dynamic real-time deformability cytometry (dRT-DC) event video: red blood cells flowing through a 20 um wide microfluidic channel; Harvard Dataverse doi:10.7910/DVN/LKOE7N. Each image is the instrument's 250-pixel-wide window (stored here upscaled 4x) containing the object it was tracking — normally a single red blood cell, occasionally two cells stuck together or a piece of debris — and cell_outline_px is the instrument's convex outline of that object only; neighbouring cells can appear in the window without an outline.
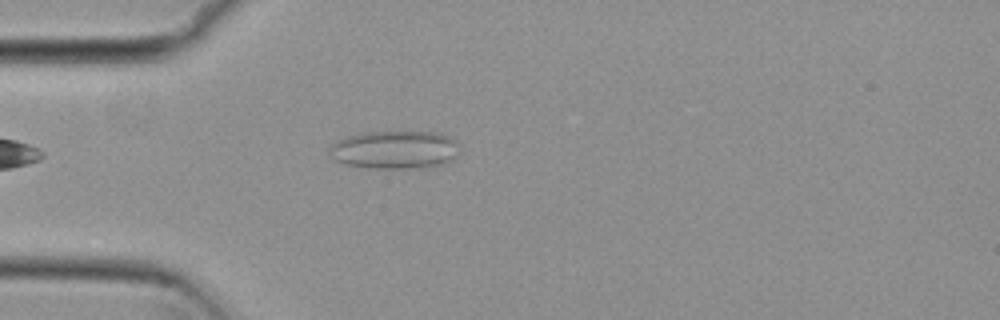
{"species": "common noctule bat (a hibernating species)", "species_latin": "Nyctalus noctula", "temperature_condition": "cold", "stored_images_in_passage": 37, "camera_frame_rate_fps": 3000, "um_per_image_px": 0.085, "animal": {"sex": "female", "body_mass_g": 29.2, "forearm_length_mm": 56.3}, "frame": {"image": 1, "passage_image": 1, "time_ms": 0.0, "image_size_px": [1000, 320], "cell_outline_px": [[460, 144], [456, 156], [452, 160], [440, 164], [412, 168], [372, 168], [344, 164], [336, 160], [328, 148], [332, 144], [348, 136], [364, 132], [436, 132], [448, 136], [456, 140]], "centroid_in_image_um": [33.58, 12.72], "position_along_channel_um": 51.4, "area_um2": 28.67}}
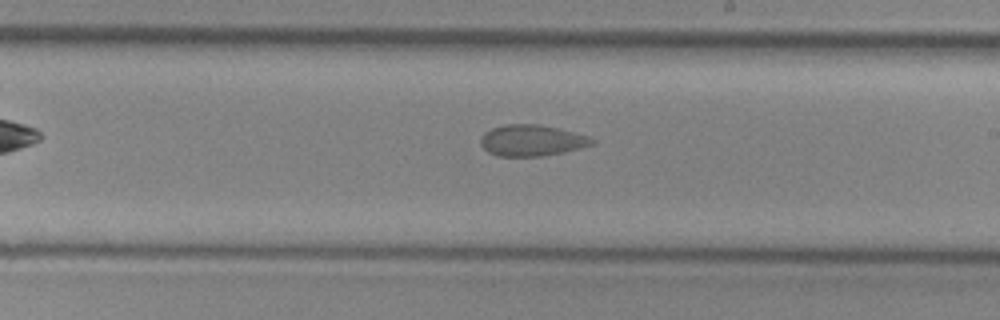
{"frame": {"image": 2, "passage_image": 17, "time_ms": 5.333, "image_size_px": [1000, 320], "cell_outline_px": [[596, 144], [564, 152], [540, 156], [496, 156], [488, 152], [480, 144], [480, 136], [484, 132], [492, 128], [504, 124], [540, 124], [560, 128], [592, 136], [596, 140]], "centroid_in_image_um": [45.24, 11.92], "position_along_channel_um": 243.8, "area_um2": 20.69}}
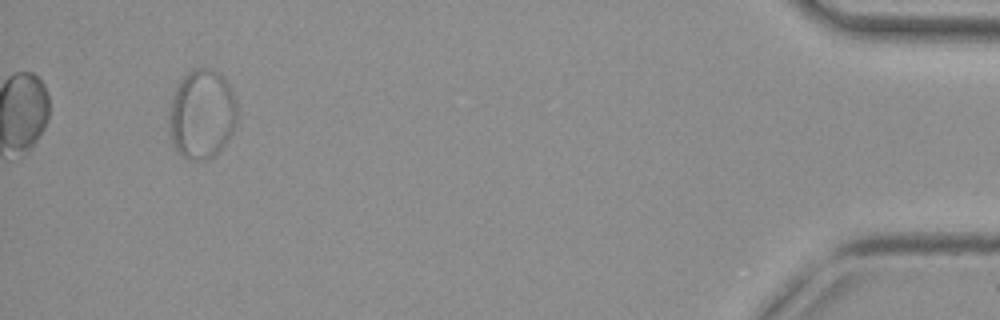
{"frame": {"image": 3, "passage_image": 37, "time_ms": 12.0, "image_size_px": [1000, 320], "cell_outline_px": [[236, 128], [228, 140], [212, 156], [204, 160], [192, 160], [180, 156], [172, 140], [168, 128], [168, 116], [172, 100], [176, 88], [180, 80], [188, 72], [196, 68], [212, 68], [220, 72], [224, 76], [232, 92], [236, 104]], "centroid_in_image_um": [17.15, 9.69], "position_along_channel_um": 418.0, "area_um2": 35.55}}